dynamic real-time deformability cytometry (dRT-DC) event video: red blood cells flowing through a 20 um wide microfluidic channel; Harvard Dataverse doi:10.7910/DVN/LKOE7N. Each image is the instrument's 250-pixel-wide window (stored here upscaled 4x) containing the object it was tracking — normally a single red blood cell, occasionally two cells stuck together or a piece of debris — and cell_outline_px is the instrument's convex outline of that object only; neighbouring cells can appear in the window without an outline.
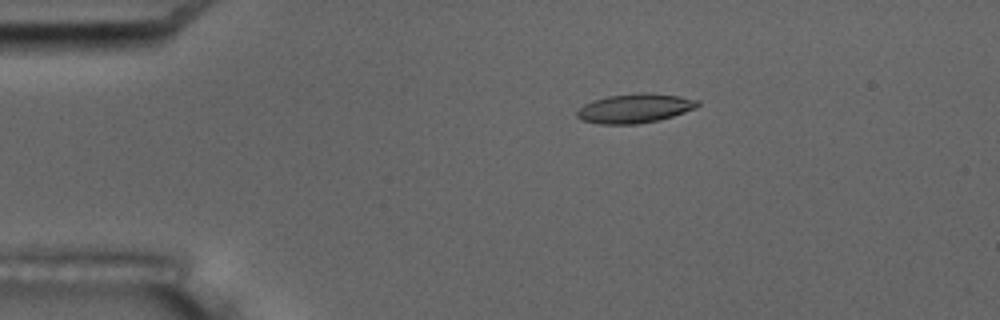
{"species": "common noctule bat (a hibernating species)", "species_latin": "Nyctalus noctula", "temperature_condition": "room temperature", "stored_images_in_passage": 6, "camera_frame_rate_fps": 3000, "um_per_image_px": 0.085, "animal": {"sex": "male", "body_mass_g": 17.5, "forearm_length_mm": 52.3}, "frame": {"image": 1, "passage_image": 3, "time_ms": 3.0, "image_size_px": [1000, 320], "cell_outline_px": [[700, 104], [696, 108], [660, 120], [636, 124], [600, 124], [580, 120], [576, 116], [576, 112], [584, 104], [592, 100], [608, 96], [640, 92], [644, 92], [680, 96], [700, 100]], "centroid_in_image_um": [53.95, 9.2], "position_along_channel_um": 31.0, "area_um2": 20.69}}
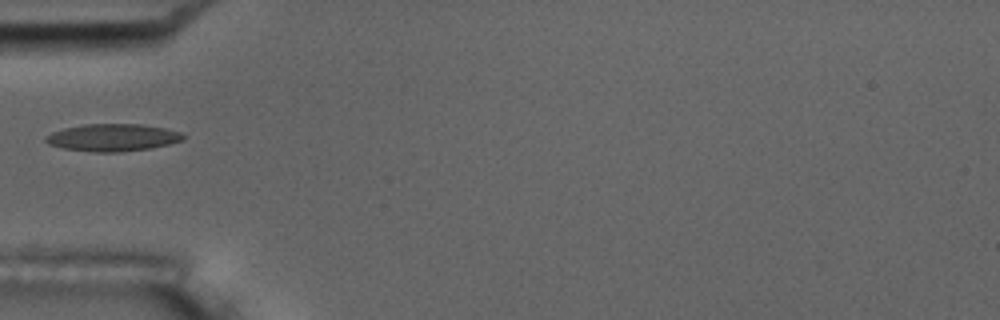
{"frame": {"image": 2, "passage_image": 5, "time_ms": 5.667, "image_size_px": [1000, 320], "cell_outline_px": [[184, 140], [152, 148], [120, 152], [92, 152], [64, 148], [48, 144], [44, 140], [44, 136], [52, 132], [64, 128], [84, 124], [140, 124], [164, 128], [180, 132], [184, 136]], "centroid_in_image_um": [9.55, 11.69], "position_along_channel_um": 75.4, "area_um2": 21.91}}